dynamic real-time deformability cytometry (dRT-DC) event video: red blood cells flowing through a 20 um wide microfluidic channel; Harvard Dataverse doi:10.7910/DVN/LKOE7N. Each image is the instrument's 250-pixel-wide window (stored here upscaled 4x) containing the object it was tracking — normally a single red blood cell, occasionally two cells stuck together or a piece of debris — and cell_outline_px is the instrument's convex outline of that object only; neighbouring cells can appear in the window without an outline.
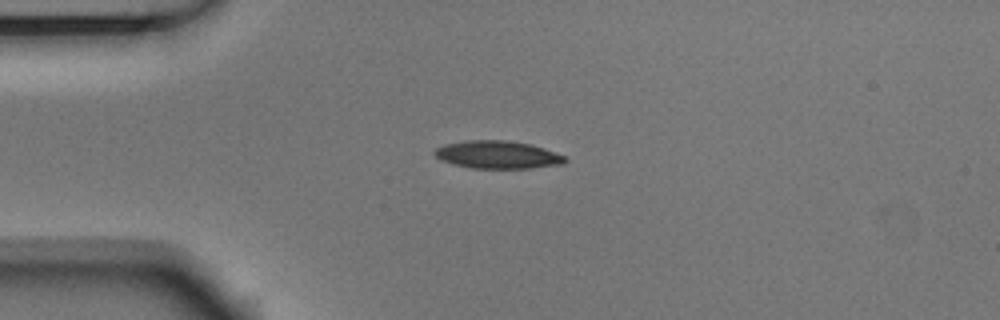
{"species": "Egyptian fruit bat (a non-hibernating species)", "species_latin": "Rousettus aegyptiacus", "temperature_condition": "room temperature", "stored_images_in_passage": 5, "camera_frame_rate_fps": 3000, "um_per_image_px": 0.085, "animal": {"sex": "male"}, "frame": {"image": 1, "passage_image": 1, "time_ms": 0.0, "image_size_px": [1000, 320], "cell_outline_px": [[568, 160], [564, 164], [532, 168], [472, 168], [452, 164], [440, 160], [432, 152], [436, 148], [444, 144], [464, 140], [508, 140], [532, 144], [544, 148], [564, 156]], "centroid_in_image_um": [42.28, 13.14], "position_along_channel_um": 42.7, "area_um2": 21.33}}
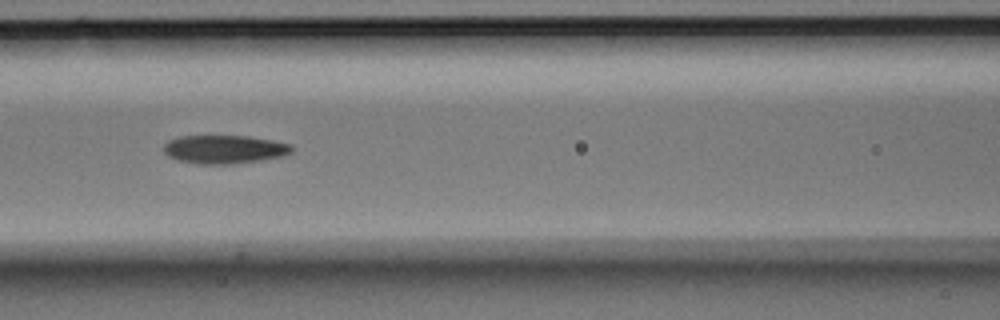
{"frame": {"image": 2, "passage_image": 4, "time_ms": 1.0, "image_size_px": [1000, 320], "cell_outline_px": [[292, 152], [284, 156], [260, 160], [232, 164], [200, 164], [180, 160], [168, 156], [164, 152], [164, 144], [168, 140], [180, 136], [248, 136], [272, 140], [292, 144]], "centroid_in_image_um": [19.09, 12.69], "position_along_channel_um": 147.5, "area_um2": 21.21}}
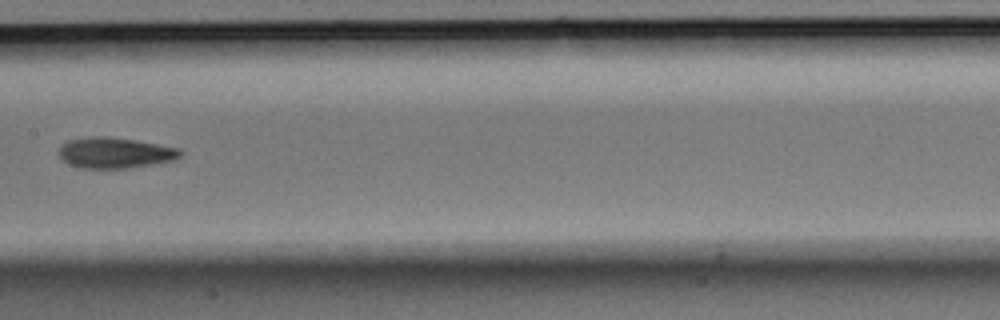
{"frame": {"image": 3, "passage_image": 5, "time_ms": 1.333, "image_size_px": [1000, 320], "cell_outline_px": [[180, 156], [176, 160], [128, 168], [80, 168], [68, 164], [60, 160], [60, 144], [68, 140], [92, 136], [108, 136], [136, 140], [180, 148]], "centroid_in_image_um": [9.74, 12.98], "position_along_channel_um": 197.7, "area_um2": 21.91}}